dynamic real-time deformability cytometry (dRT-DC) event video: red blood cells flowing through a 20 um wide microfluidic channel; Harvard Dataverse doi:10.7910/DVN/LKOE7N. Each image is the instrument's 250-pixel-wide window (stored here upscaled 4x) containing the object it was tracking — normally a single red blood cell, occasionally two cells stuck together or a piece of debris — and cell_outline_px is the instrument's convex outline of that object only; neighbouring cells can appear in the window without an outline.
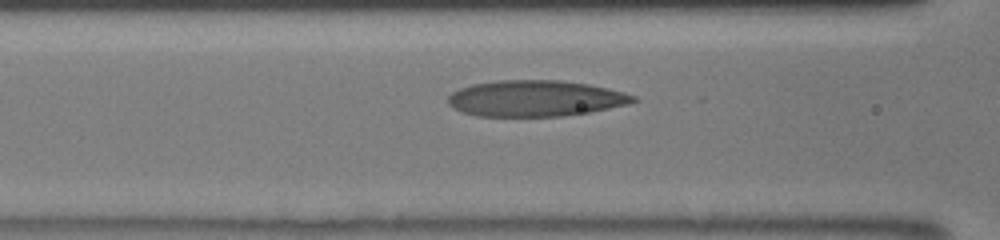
{"species": "human", "species_latin": "Homo sapiens", "temperature_condition": "room temperature", "stored_images_in_passage": 11, "camera_frame_rate_fps": 3000, "um_per_image_px": 0.085, "donor": {"sex": "male"}, "frame": {"image": 1, "passage_image": 10, "time_ms": 4.0, "image_size_px": [1000, 240], "cell_outline_px": [[640, 100], [628, 104], [588, 112], [560, 116], [476, 116], [452, 108], [448, 104], [448, 96], [452, 92], [460, 88], [472, 84], [500, 80], [560, 80], [588, 84], [608, 88], [624, 92], [636, 96]], "centroid_in_image_um": [45.5, 8.36], "position_along_channel_um": 121.1, "area_um2": 38.96}}